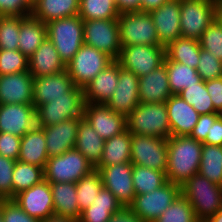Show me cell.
Here are the masks:
<instances>
[{"instance_id":"cell-1","label":"cell","mask_w":222,"mask_h":222,"mask_svg":"<svg viewBox=\"0 0 222 222\" xmlns=\"http://www.w3.org/2000/svg\"><path fill=\"white\" fill-rule=\"evenodd\" d=\"M167 146V181L181 186L198 174L203 143L189 135L171 136L167 139Z\"/></svg>"},{"instance_id":"cell-2","label":"cell","mask_w":222,"mask_h":222,"mask_svg":"<svg viewBox=\"0 0 222 222\" xmlns=\"http://www.w3.org/2000/svg\"><path fill=\"white\" fill-rule=\"evenodd\" d=\"M181 194L190 203L200 222L222 208V186L212 183L199 173L181 185Z\"/></svg>"},{"instance_id":"cell-3","label":"cell","mask_w":222,"mask_h":222,"mask_svg":"<svg viewBox=\"0 0 222 222\" xmlns=\"http://www.w3.org/2000/svg\"><path fill=\"white\" fill-rule=\"evenodd\" d=\"M126 129L131 134L169 139L171 128L164 103H139L126 117Z\"/></svg>"},{"instance_id":"cell-4","label":"cell","mask_w":222,"mask_h":222,"mask_svg":"<svg viewBox=\"0 0 222 222\" xmlns=\"http://www.w3.org/2000/svg\"><path fill=\"white\" fill-rule=\"evenodd\" d=\"M46 29L60 59L68 64L84 44L83 20L79 15L55 19L46 23Z\"/></svg>"},{"instance_id":"cell-5","label":"cell","mask_w":222,"mask_h":222,"mask_svg":"<svg viewBox=\"0 0 222 222\" xmlns=\"http://www.w3.org/2000/svg\"><path fill=\"white\" fill-rule=\"evenodd\" d=\"M118 19L120 43L129 45L164 46L158 38L156 27L149 12L120 13Z\"/></svg>"},{"instance_id":"cell-6","label":"cell","mask_w":222,"mask_h":222,"mask_svg":"<svg viewBox=\"0 0 222 222\" xmlns=\"http://www.w3.org/2000/svg\"><path fill=\"white\" fill-rule=\"evenodd\" d=\"M94 166L75 148L61 155L49 157L44 168V179L49 183H76L87 176Z\"/></svg>"},{"instance_id":"cell-7","label":"cell","mask_w":222,"mask_h":222,"mask_svg":"<svg viewBox=\"0 0 222 222\" xmlns=\"http://www.w3.org/2000/svg\"><path fill=\"white\" fill-rule=\"evenodd\" d=\"M84 88L76 86L66 97L52 99L36 108V126L48 127L67 119L83 117Z\"/></svg>"},{"instance_id":"cell-8","label":"cell","mask_w":222,"mask_h":222,"mask_svg":"<svg viewBox=\"0 0 222 222\" xmlns=\"http://www.w3.org/2000/svg\"><path fill=\"white\" fill-rule=\"evenodd\" d=\"M217 0H181V37L200 40L217 18Z\"/></svg>"},{"instance_id":"cell-9","label":"cell","mask_w":222,"mask_h":222,"mask_svg":"<svg viewBox=\"0 0 222 222\" xmlns=\"http://www.w3.org/2000/svg\"><path fill=\"white\" fill-rule=\"evenodd\" d=\"M180 194L181 186L167 181L152 192L135 195L127 208L143 222H154Z\"/></svg>"},{"instance_id":"cell-10","label":"cell","mask_w":222,"mask_h":222,"mask_svg":"<svg viewBox=\"0 0 222 222\" xmlns=\"http://www.w3.org/2000/svg\"><path fill=\"white\" fill-rule=\"evenodd\" d=\"M113 61L114 59L106 53L83 44L72 60L66 64V71L75 86L84 88Z\"/></svg>"},{"instance_id":"cell-11","label":"cell","mask_w":222,"mask_h":222,"mask_svg":"<svg viewBox=\"0 0 222 222\" xmlns=\"http://www.w3.org/2000/svg\"><path fill=\"white\" fill-rule=\"evenodd\" d=\"M131 163L166 173L168 165L167 139L131 134Z\"/></svg>"},{"instance_id":"cell-12","label":"cell","mask_w":222,"mask_h":222,"mask_svg":"<svg viewBox=\"0 0 222 222\" xmlns=\"http://www.w3.org/2000/svg\"><path fill=\"white\" fill-rule=\"evenodd\" d=\"M166 46L129 45L121 48L117 61L137 77L150 73L164 63Z\"/></svg>"},{"instance_id":"cell-13","label":"cell","mask_w":222,"mask_h":222,"mask_svg":"<svg viewBox=\"0 0 222 222\" xmlns=\"http://www.w3.org/2000/svg\"><path fill=\"white\" fill-rule=\"evenodd\" d=\"M84 44L117 60L121 52L118 19L83 21Z\"/></svg>"},{"instance_id":"cell-14","label":"cell","mask_w":222,"mask_h":222,"mask_svg":"<svg viewBox=\"0 0 222 222\" xmlns=\"http://www.w3.org/2000/svg\"><path fill=\"white\" fill-rule=\"evenodd\" d=\"M100 173L103 187L113 193L115 198L127 208L135 198L132 181L133 164L123 163L110 166H96Z\"/></svg>"},{"instance_id":"cell-15","label":"cell","mask_w":222,"mask_h":222,"mask_svg":"<svg viewBox=\"0 0 222 222\" xmlns=\"http://www.w3.org/2000/svg\"><path fill=\"white\" fill-rule=\"evenodd\" d=\"M12 200L29 216L39 221L54 215L50 183L45 179L14 196Z\"/></svg>"},{"instance_id":"cell-16","label":"cell","mask_w":222,"mask_h":222,"mask_svg":"<svg viewBox=\"0 0 222 222\" xmlns=\"http://www.w3.org/2000/svg\"><path fill=\"white\" fill-rule=\"evenodd\" d=\"M83 118L105 141L126 130V117L103 103H85Z\"/></svg>"},{"instance_id":"cell-17","label":"cell","mask_w":222,"mask_h":222,"mask_svg":"<svg viewBox=\"0 0 222 222\" xmlns=\"http://www.w3.org/2000/svg\"><path fill=\"white\" fill-rule=\"evenodd\" d=\"M139 77L120 66L117 87L106 105L116 113L127 117L140 103Z\"/></svg>"},{"instance_id":"cell-18","label":"cell","mask_w":222,"mask_h":222,"mask_svg":"<svg viewBox=\"0 0 222 222\" xmlns=\"http://www.w3.org/2000/svg\"><path fill=\"white\" fill-rule=\"evenodd\" d=\"M36 126L33 104H0V132L23 137Z\"/></svg>"},{"instance_id":"cell-19","label":"cell","mask_w":222,"mask_h":222,"mask_svg":"<svg viewBox=\"0 0 222 222\" xmlns=\"http://www.w3.org/2000/svg\"><path fill=\"white\" fill-rule=\"evenodd\" d=\"M33 78V105L36 108L52 99L66 97L76 87L66 70Z\"/></svg>"},{"instance_id":"cell-20","label":"cell","mask_w":222,"mask_h":222,"mask_svg":"<svg viewBox=\"0 0 222 222\" xmlns=\"http://www.w3.org/2000/svg\"><path fill=\"white\" fill-rule=\"evenodd\" d=\"M180 12L181 0H170L149 12L156 27L159 41L164 46L181 37Z\"/></svg>"},{"instance_id":"cell-21","label":"cell","mask_w":222,"mask_h":222,"mask_svg":"<svg viewBox=\"0 0 222 222\" xmlns=\"http://www.w3.org/2000/svg\"><path fill=\"white\" fill-rule=\"evenodd\" d=\"M33 81L29 71L0 75V104H33Z\"/></svg>"},{"instance_id":"cell-22","label":"cell","mask_w":222,"mask_h":222,"mask_svg":"<svg viewBox=\"0 0 222 222\" xmlns=\"http://www.w3.org/2000/svg\"><path fill=\"white\" fill-rule=\"evenodd\" d=\"M83 117L41 127L44 131L48 157L58 156L75 147L79 121Z\"/></svg>"},{"instance_id":"cell-23","label":"cell","mask_w":222,"mask_h":222,"mask_svg":"<svg viewBox=\"0 0 222 222\" xmlns=\"http://www.w3.org/2000/svg\"><path fill=\"white\" fill-rule=\"evenodd\" d=\"M171 136L190 135L200 114L179 95H171L165 102Z\"/></svg>"},{"instance_id":"cell-24","label":"cell","mask_w":222,"mask_h":222,"mask_svg":"<svg viewBox=\"0 0 222 222\" xmlns=\"http://www.w3.org/2000/svg\"><path fill=\"white\" fill-rule=\"evenodd\" d=\"M118 77L119 62L114 60L84 87L85 103L106 104L115 92Z\"/></svg>"},{"instance_id":"cell-25","label":"cell","mask_w":222,"mask_h":222,"mask_svg":"<svg viewBox=\"0 0 222 222\" xmlns=\"http://www.w3.org/2000/svg\"><path fill=\"white\" fill-rule=\"evenodd\" d=\"M138 84L140 103H164L172 95L165 63L139 77Z\"/></svg>"},{"instance_id":"cell-26","label":"cell","mask_w":222,"mask_h":222,"mask_svg":"<svg viewBox=\"0 0 222 222\" xmlns=\"http://www.w3.org/2000/svg\"><path fill=\"white\" fill-rule=\"evenodd\" d=\"M65 70L66 65L48 38L28 58V71L33 77L52 75Z\"/></svg>"},{"instance_id":"cell-27","label":"cell","mask_w":222,"mask_h":222,"mask_svg":"<svg viewBox=\"0 0 222 222\" xmlns=\"http://www.w3.org/2000/svg\"><path fill=\"white\" fill-rule=\"evenodd\" d=\"M48 158L44 131L41 127L35 126L21 137L18 160L45 168Z\"/></svg>"},{"instance_id":"cell-28","label":"cell","mask_w":222,"mask_h":222,"mask_svg":"<svg viewBox=\"0 0 222 222\" xmlns=\"http://www.w3.org/2000/svg\"><path fill=\"white\" fill-rule=\"evenodd\" d=\"M124 209L112 192L102 187L93 203L82 211L79 222H108Z\"/></svg>"},{"instance_id":"cell-29","label":"cell","mask_w":222,"mask_h":222,"mask_svg":"<svg viewBox=\"0 0 222 222\" xmlns=\"http://www.w3.org/2000/svg\"><path fill=\"white\" fill-rule=\"evenodd\" d=\"M54 204V215L79 220L81 211L76 198V183H50Z\"/></svg>"},{"instance_id":"cell-30","label":"cell","mask_w":222,"mask_h":222,"mask_svg":"<svg viewBox=\"0 0 222 222\" xmlns=\"http://www.w3.org/2000/svg\"><path fill=\"white\" fill-rule=\"evenodd\" d=\"M105 140L92 128L85 118L78 124L75 149L81 152L94 168L101 161Z\"/></svg>"},{"instance_id":"cell-31","label":"cell","mask_w":222,"mask_h":222,"mask_svg":"<svg viewBox=\"0 0 222 222\" xmlns=\"http://www.w3.org/2000/svg\"><path fill=\"white\" fill-rule=\"evenodd\" d=\"M47 38L46 23L32 15L20 17L18 50L29 58Z\"/></svg>"},{"instance_id":"cell-32","label":"cell","mask_w":222,"mask_h":222,"mask_svg":"<svg viewBox=\"0 0 222 222\" xmlns=\"http://www.w3.org/2000/svg\"><path fill=\"white\" fill-rule=\"evenodd\" d=\"M80 0H38L32 9V16L43 23L78 15Z\"/></svg>"},{"instance_id":"cell-33","label":"cell","mask_w":222,"mask_h":222,"mask_svg":"<svg viewBox=\"0 0 222 222\" xmlns=\"http://www.w3.org/2000/svg\"><path fill=\"white\" fill-rule=\"evenodd\" d=\"M131 162V133L126 129L104 142L101 161L97 166H110Z\"/></svg>"},{"instance_id":"cell-34","label":"cell","mask_w":222,"mask_h":222,"mask_svg":"<svg viewBox=\"0 0 222 222\" xmlns=\"http://www.w3.org/2000/svg\"><path fill=\"white\" fill-rule=\"evenodd\" d=\"M200 50L199 40L180 37L171 41L166 46V57L164 61H176L197 69Z\"/></svg>"},{"instance_id":"cell-35","label":"cell","mask_w":222,"mask_h":222,"mask_svg":"<svg viewBox=\"0 0 222 222\" xmlns=\"http://www.w3.org/2000/svg\"><path fill=\"white\" fill-rule=\"evenodd\" d=\"M166 64L169 88L172 95L202 81L197 70L176 61H164Z\"/></svg>"},{"instance_id":"cell-36","label":"cell","mask_w":222,"mask_h":222,"mask_svg":"<svg viewBox=\"0 0 222 222\" xmlns=\"http://www.w3.org/2000/svg\"><path fill=\"white\" fill-rule=\"evenodd\" d=\"M198 173L222 186V146L203 144Z\"/></svg>"},{"instance_id":"cell-37","label":"cell","mask_w":222,"mask_h":222,"mask_svg":"<svg viewBox=\"0 0 222 222\" xmlns=\"http://www.w3.org/2000/svg\"><path fill=\"white\" fill-rule=\"evenodd\" d=\"M43 180V167L16 160L12 175V198Z\"/></svg>"},{"instance_id":"cell-38","label":"cell","mask_w":222,"mask_h":222,"mask_svg":"<svg viewBox=\"0 0 222 222\" xmlns=\"http://www.w3.org/2000/svg\"><path fill=\"white\" fill-rule=\"evenodd\" d=\"M79 17L83 21L117 19L120 12L115 0H80Z\"/></svg>"},{"instance_id":"cell-39","label":"cell","mask_w":222,"mask_h":222,"mask_svg":"<svg viewBox=\"0 0 222 222\" xmlns=\"http://www.w3.org/2000/svg\"><path fill=\"white\" fill-rule=\"evenodd\" d=\"M133 187L136 195L146 194L162 187L167 182L166 173L133 164Z\"/></svg>"},{"instance_id":"cell-40","label":"cell","mask_w":222,"mask_h":222,"mask_svg":"<svg viewBox=\"0 0 222 222\" xmlns=\"http://www.w3.org/2000/svg\"><path fill=\"white\" fill-rule=\"evenodd\" d=\"M102 187V179L97 170H93L76 182V198L81 212L93 203Z\"/></svg>"},{"instance_id":"cell-41","label":"cell","mask_w":222,"mask_h":222,"mask_svg":"<svg viewBox=\"0 0 222 222\" xmlns=\"http://www.w3.org/2000/svg\"><path fill=\"white\" fill-rule=\"evenodd\" d=\"M177 95L189 103L200 115L217 113L203 80L183 89Z\"/></svg>"},{"instance_id":"cell-42","label":"cell","mask_w":222,"mask_h":222,"mask_svg":"<svg viewBox=\"0 0 222 222\" xmlns=\"http://www.w3.org/2000/svg\"><path fill=\"white\" fill-rule=\"evenodd\" d=\"M154 222H200L187 199L180 194Z\"/></svg>"},{"instance_id":"cell-43","label":"cell","mask_w":222,"mask_h":222,"mask_svg":"<svg viewBox=\"0 0 222 222\" xmlns=\"http://www.w3.org/2000/svg\"><path fill=\"white\" fill-rule=\"evenodd\" d=\"M19 16H0V49L18 50Z\"/></svg>"},{"instance_id":"cell-44","label":"cell","mask_w":222,"mask_h":222,"mask_svg":"<svg viewBox=\"0 0 222 222\" xmlns=\"http://www.w3.org/2000/svg\"><path fill=\"white\" fill-rule=\"evenodd\" d=\"M199 42L202 49L222 61V24L217 18L203 32Z\"/></svg>"},{"instance_id":"cell-45","label":"cell","mask_w":222,"mask_h":222,"mask_svg":"<svg viewBox=\"0 0 222 222\" xmlns=\"http://www.w3.org/2000/svg\"><path fill=\"white\" fill-rule=\"evenodd\" d=\"M28 71V58L19 50L0 49V75Z\"/></svg>"},{"instance_id":"cell-46","label":"cell","mask_w":222,"mask_h":222,"mask_svg":"<svg viewBox=\"0 0 222 222\" xmlns=\"http://www.w3.org/2000/svg\"><path fill=\"white\" fill-rule=\"evenodd\" d=\"M197 72L203 81L222 77V61L201 48Z\"/></svg>"},{"instance_id":"cell-47","label":"cell","mask_w":222,"mask_h":222,"mask_svg":"<svg viewBox=\"0 0 222 222\" xmlns=\"http://www.w3.org/2000/svg\"><path fill=\"white\" fill-rule=\"evenodd\" d=\"M16 160L0 155V200L12 199V175Z\"/></svg>"},{"instance_id":"cell-48","label":"cell","mask_w":222,"mask_h":222,"mask_svg":"<svg viewBox=\"0 0 222 222\" xmlns=\"http://www.w3.org/2000/svg\"><path fill=\"white\" fill-rule=\"evenodd\" d=\"M32 9L28 0H0V16L27 17L32 14Z\"/></svg>"},{"instance_id":"cell-49","label":"cell","mask_w":222,"mask_h":222,"mask_svg":"<svg viewBox=\"0 0 222 222\" xmlns=\"http://www.w3.org/2000/svg\"><path fill=\"white\" fill-rule=\"evenodd\" d=\"M3 222H40L25 213L12 199L2 200Z\"/></svg>"},{"instance_id":"cell-50","label":"cell","mask_w":222,"mask_h":222,"mask_svg":"<svg viewBox=\"0 0 222 222\" xmlns=\"http://www.w3.org/2000/svg\"><path fill=\"white\" fill-rule=\"evenodd\" d=\"M21 137L11 133L0 132V155L12 160H18Z\"/></svg>"},{"instance_id":"cell-51","label":"cell","mask_w":222,"mask_h":222,"mask_svg":"<svg viewBox=\"0 0 222 222\" xmlns=\"http://www.w3.org/2000/svg\"><path fill=\"white\" fill-rule=\"evenodd\" d=\"M220 116V113L203 114L199 116V119L190 133V137L196 141L203 142L211 129L212 124Z\"/></svg>"},{"instance_id":"cell-52","label":"cell","mask_w":222,"mask_h":222,"mask_svg":"<svg viewBox=\"0 0 222 222\" xmlns=\"http://www.w3.org/2000/svg\"><path fill=\"white\" fill-rule=\"evenodd\" d=\"M214 109L217 113L222 112V77L205 81Z\"/></svg>"},{"instance_id":"cell-53","label":"cell","mask_w":222,"mask_h":222,"mask_svg":"<svg viewBox=\"0 0 222 222\" xmlns=\"http://www.w3.org/2000/svg\"><path fill=\"white\" fill-rule=\"evenodd\" d=\"M203 144L222 146V117L219 116L212 124Z\"/></svg>"},{"instance_id":"cell-54","label":"cell","mask_w":222,"mask_h":222,"mask_svg":"<svg viewBox=\"0 0 222 222\" xmlns=\"http://www.w3.org/2000/svg\"><path fill=\"white\" fill-rule=\"evenodd\" d=\"M108 222H143L134 215L128 208H124L121 212L111 216Z\"/></svg>"},{"instance_id":"cell-55","label":"cell","mask_w":222,"mask_h":222,"mask_svg":"<svg viewBox=\"0 0 222 222\" xmlns=\"http://www.w3.org/2000/svg\"><path fill=\"white\" fill-rule=\"evenodd\" d=\"M120 13L140 11L141 0H115Z\"/></svg>"},{"instance_id":"cell-56","label":"cell","mask_w":222,"mask_h":222,"mask_svg":"<svg viewBox=\"0 0 222 222\" xmlns=\"http://www.w3.org/2000/svg\"><path fill=\"white\" fill-rule=\"evenodd\" d=\"M168 1L170 0H141L140 11L150 12L151 10H154L160 7L165 2H168Z\"/></svg>"},{"instance_id":"cell-57","label":"cell","mask_w":222,"mask_h":222,"mask_svg":"<svg viewBox=\"0 0 222 222\" xmlns=\"http://www.w3.org/2000/svg\"><path fill=\"white\" fill-rule=\"evenodd\" d=\"M40 222H79V221L75 220L73 218H70V217H62V216H58V215H52Z\"/></svg>"},{"instance_id":"cell-58","label":"cell","mask_w":222,"mask_h":222,"mask_svg":"<svg viewBox=\"0 0 222 222\" xmlns=\"http://www.w3.org/2000/svg\"><path fill=\"white\" fill-rule=\"evenodd\" d=\"M204 222H222V208L216 214L208 217Z\"/></svg>"},{"instance_id":"cell-59","label":"cell","mask_w":222,"mask_h":222,"mask_svg":"<svg viewBox=\"0 0 222 222\" xmlns=\"http://www.w3.org/2000/svg\"><path fill=\"white\" fill-rule=\"evenodd\" d=\"M217 19L221 22L222 24V10H217Z\"/></svg>"},{"instance_id":"cell-60","label":"cell","mask_w":222,"mask_h":222,"mask_svg":"<svg viewBox=\"0 0 222 222\" xmlns=\"http://www.w3.org/2000/svg\"><path fill=\"white\" fill-rule=\"evenodd\" d=\"M0 222H3V217H2V200H0Z\"/></svg>"},{"instance_id":"cell-61","label":"cell","mask_w":222,"mask_h":222,"mask_svg":"<svg viewBox=\"0 0 222 222\" xmlns=\"http://www.w3.org/2000/svg\"><path fill=\"white\" fill-rule=\"evenodd\" d=\"M217 2H218L217 10H222V0H217Z\"/></svg>"},{"instance_id":"cell-62","label":"cell","mask_w":222,"mask_h":222,"mask_svg":"<svg viewBox=\"0 0 222 222\" xmlns=\"http://www.w3.org/2000/svg\"><path fill=\"white\" fill-rule=\"evenodd\" d=\"M38 0H28V2L33 6Z\"/></svg>"}]
</instances>
